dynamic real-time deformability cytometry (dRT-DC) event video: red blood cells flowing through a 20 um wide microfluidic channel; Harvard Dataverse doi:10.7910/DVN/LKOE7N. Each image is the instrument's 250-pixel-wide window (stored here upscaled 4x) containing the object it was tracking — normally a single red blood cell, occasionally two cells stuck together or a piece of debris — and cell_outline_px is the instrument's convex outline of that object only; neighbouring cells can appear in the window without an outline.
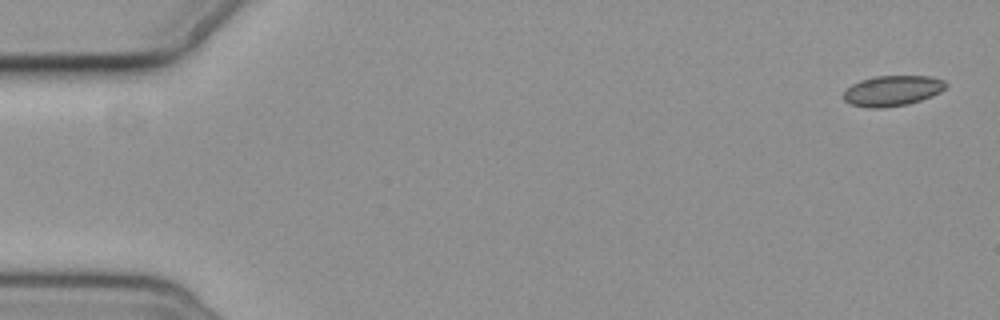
{"species": "common noctule bat (a hibernating species)", "species_latin": "Nyctalus noctula", "temperature_condition": "cold", "stored_images_in_passage": 6, "camera_frame_rate_fps": 3000, "um_per_image_px": 0.085, "animal": {"sex": "female", "body_mass_g": 19.3, "forearm_length_mm": 54.1}, "frame": {"image": 1, "passage_image": 1, "time_ms": 0.0, "image_size_px": [1000, 320], "cell_outline_px": [[948, 84], [940, 92], [932, 96], [908, 104], [880, 108], [868, 108], [848, 104], [844, 100], [844, 92], [852, 84], [860, 80], [876, 76], [932, 76], [944, 80]], "centroid_in_image_um": [75.85, 7.71], "position_along_channel_um": 9.2, "area_um2": 18.21}}